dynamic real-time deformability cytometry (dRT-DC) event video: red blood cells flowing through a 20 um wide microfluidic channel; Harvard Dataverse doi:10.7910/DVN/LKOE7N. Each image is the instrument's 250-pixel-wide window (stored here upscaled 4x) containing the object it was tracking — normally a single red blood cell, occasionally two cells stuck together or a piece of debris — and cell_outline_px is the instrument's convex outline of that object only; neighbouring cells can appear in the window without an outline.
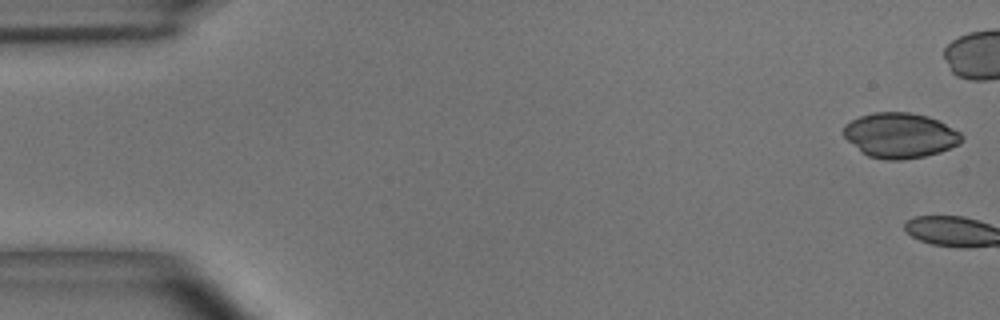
{"species": "common noctule bat (a hibernating species)", "species_latin": "Nyctalus noctula", "temperature_condition": "room temperature", "stored_images_in_passage": 7, "camera_frame_rate_fps": 3000, "um_per_image_px": 0.085, "animal": {"sex": "male", "body_mass_g": 15.6}, "frame": {"image": 1, "passage_image": 1, "time_ms": 0.0, "image_size_px": [1000, 320], "cell_outline_px": [[964, 140], [960, 144], [940, 152], [924, 156], [900, 160], [888, 160], [868, 156], [860, 152], [844, 136], [844, 124], [860, 116], [872, 112], [908, 112], [928, 116], [940, 120], [960, 132], [964, 136]], "centroid_in_image_um": [76.53, 11.5], "position_along_channel_um": 8.5, "area_um2": 31.27}}
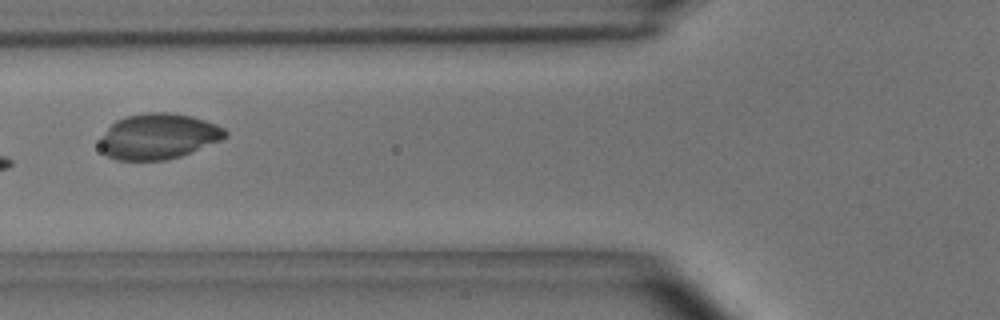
{"frame": {"image": 2, "passage_image": 7, "time_ms": 2.0, "image_size_px": [1000, 320], "cell_outline_px": [[228, 136], [220, 140], [180, 156], [168, 160], [116, 160], [108, 156], [100, 148], [100, 136], [116, 120], [124, 116], [148, 112], [168, 112], [192, 116], [216, 124], [224, 128], [228, 132]], "centroid_in_image_um": [13.44, 11.58], "position_along_channel_um": 112.4, "area_um2": 33.29}}